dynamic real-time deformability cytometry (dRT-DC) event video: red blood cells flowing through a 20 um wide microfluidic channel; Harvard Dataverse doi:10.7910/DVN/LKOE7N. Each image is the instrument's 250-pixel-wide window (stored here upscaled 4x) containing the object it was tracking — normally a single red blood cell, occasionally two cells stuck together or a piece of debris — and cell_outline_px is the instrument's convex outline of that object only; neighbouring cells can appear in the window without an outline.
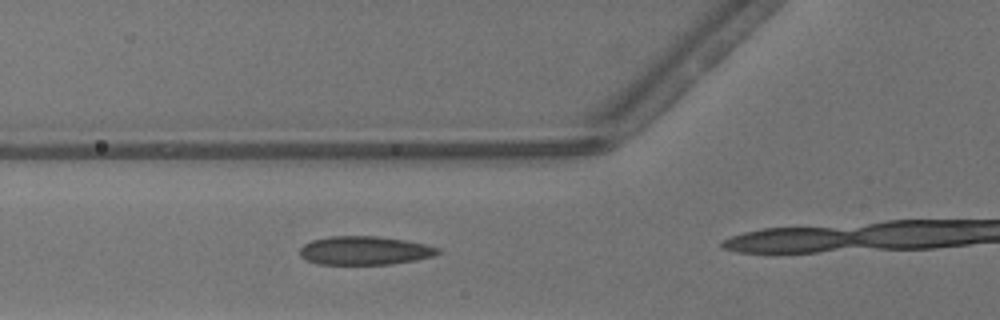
{"species": "common noctule bat (a hibernating species)", "species_latin": "Nyctalus noctula", "temperature_condition": "warm", "stored_images_in_passage": 16, "camera_frame_rate_fps": 3000, "um_per_image_px": 0.085, "animal": {"sex": "male", "body_mass_g": 13.3}, "frame": {"image": 1, "passage_image": 13, "time_ms": 4.0, "image_size_px": [1000, 320], "cell_outline_px": [[440, 252], [436, 256], [416, 260], [388, 264], [316, 264], [300, 256], [300, 248], [304, 244], [312, 240], [328, 236], [380, 236], [404, 240], [424, 244], [440, 248]], "centroid_in_image_um": [31.0, 21.29], "position_along_channel_um": 94.8, "area_um2": 23.06}}